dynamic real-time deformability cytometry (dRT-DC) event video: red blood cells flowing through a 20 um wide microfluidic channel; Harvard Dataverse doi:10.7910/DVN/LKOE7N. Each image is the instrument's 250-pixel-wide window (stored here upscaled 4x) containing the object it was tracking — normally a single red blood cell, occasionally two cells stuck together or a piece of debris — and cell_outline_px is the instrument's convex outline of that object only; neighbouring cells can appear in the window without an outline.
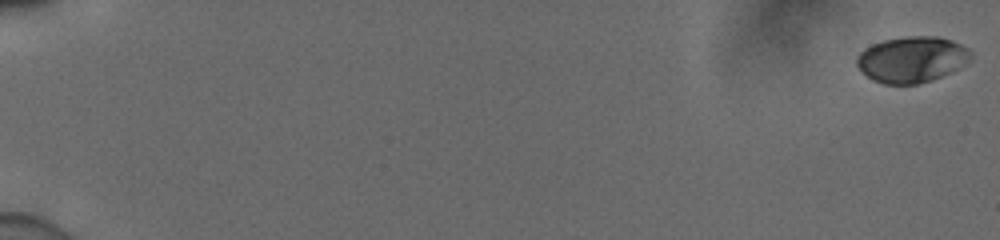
{"species": "human", "species_latin": "Homo sapiens", "temperature_condition": "cold", "stored_images_in_passage": 30, "camera_frame_rate_fps": 3000, "um_per_image_px": 0.085, "donor": {"sex": "male"}, "frame": {"image": 1, "passage_image": 1, "time_ms": 0.0, "image_size_px": [1000, 240], "cell_outline_px": [[972, 56], [964, 64], [932, 80], [916, 84], [884, 84], [872, 80], [856, 64], [856, 56], [864, 48], [872, 44], [884, 40], [904, 36], [940, 36], [952, 40], [968, 48], [972, 52]], "centroid_in_image_um": [77.48, 5.03], "position_along_channel_um": 7.5, "area_um2": 30.46}}
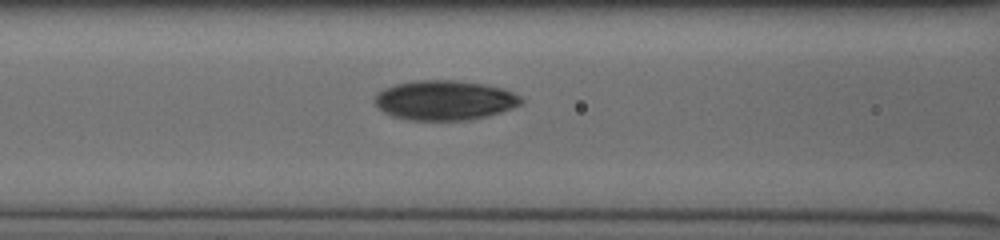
{"frame": {"image": 2, "passage_image": 26, "time_ms": 8.333, "image_size_px": [1000, 240], "cell_outline_px": [[524, 100], [520, 104], [512, 108], [488, 116], [468, 120], [408, 120], [384, 112], [376, 104], [376, 96], [384, 88], [396, 84], [416, 80], [456, 80], [484, 84], [504, 88], [520, 96]], "centroid_in_image_um": [37.84, 8.51], "position_along_channel_um": 128.8, "area_um2": 33.7}}
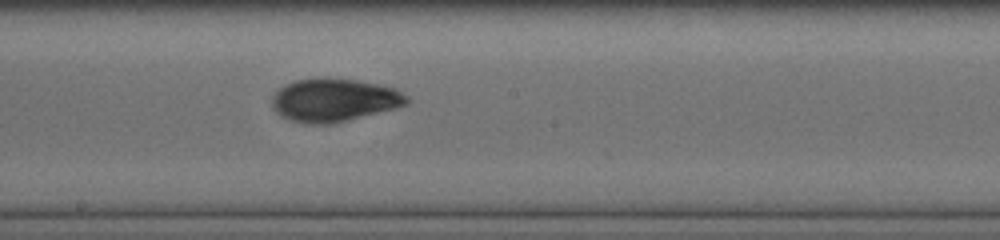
{"frame": {"image": 3, "passage_image": 30, "time_ms": 9.667, "image_size_px": [1000, 240], "cell_outline_px": [[408, 104], [328, 124], [304, 124], [280, 116], [272, 108], [272, 96], [280, 88], [296, 80], [316, 76], [328, 76], [356, 80], [396, 88], [408, 96]], "centroid_in_image_um": [28.35, 8.47], "position_along_channel_um": 219.9, "area_um2": 33.76}}